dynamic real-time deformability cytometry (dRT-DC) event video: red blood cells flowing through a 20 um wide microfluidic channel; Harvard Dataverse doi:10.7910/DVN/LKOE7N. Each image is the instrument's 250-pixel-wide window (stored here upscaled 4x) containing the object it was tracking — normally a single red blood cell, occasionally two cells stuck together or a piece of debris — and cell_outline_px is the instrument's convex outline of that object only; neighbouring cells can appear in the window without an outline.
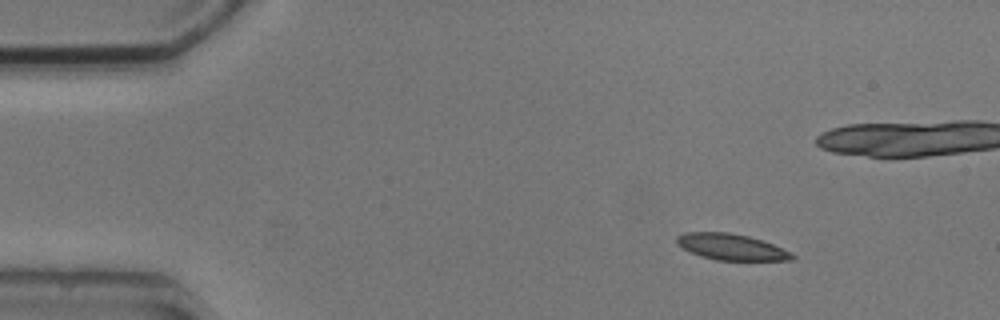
{"species": "common noctule bat (a hibernating species)", "species_latin": "Nyctalus noctula", "temperature_condition": "cold", "stored_images_in_passage": 4, "camera_frame_rate_fps": 3000, "um_per_image_px": 0.085, "animal": {"sex": "male", "body_mass_g": 20.5, "forearm_length_mm": 52.5}, "frame": {"image": 1, "passage_image": 1, "time_ms": 0.0, "image_size_px": [1000, 320], "cell_outline_px": [[796, 256], [792, 260], [716, 260], [692, 252], [676, 244], [676, 236], [684, 232], [728, 232], [748, 236], [772, 244], [792, 252]], "centroid_in_image_um": [62.16, 20.98], "position_along_channel_um": 22.8, "area_um2": 17.4}}